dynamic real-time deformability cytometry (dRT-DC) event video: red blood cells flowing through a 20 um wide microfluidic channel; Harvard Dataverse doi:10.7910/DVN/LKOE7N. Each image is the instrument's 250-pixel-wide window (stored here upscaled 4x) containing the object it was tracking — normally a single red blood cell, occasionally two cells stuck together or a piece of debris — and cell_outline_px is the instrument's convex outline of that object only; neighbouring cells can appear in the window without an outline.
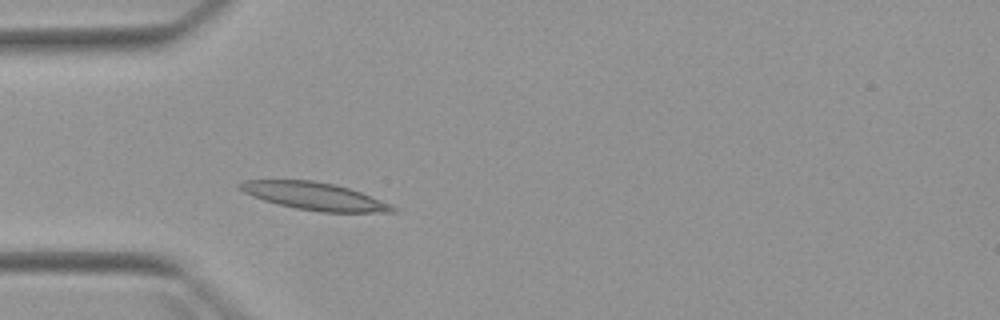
{"species": "Egyptian fruit bat (a non-hibernating species)", "species_latin": "Rousettus aegyptiacus", "temperature_condition": "warm", "stored_images_in_passage": 3, "camera_frame_rate_fps": 3000, "um_per_image_px": 0.085, "animal": {"sex": "female"}, "frame": {"image": 1, "passage_image": 3, "time_ms": 2.333, "image_size_px": [1000, 320], "cell_outline_px": [[396, 212], [320, 212], [296, 208], [264, 200], [252, 196], [244, 192], [236, 184], [244, 180], [312, 180], [336, 184], [360, 192], [392, 204], [396, 208]], "centroid_in_image_um": [26.74, 16.67], "position_along_channel_um": 58.3, "area_um2": 24.39}}